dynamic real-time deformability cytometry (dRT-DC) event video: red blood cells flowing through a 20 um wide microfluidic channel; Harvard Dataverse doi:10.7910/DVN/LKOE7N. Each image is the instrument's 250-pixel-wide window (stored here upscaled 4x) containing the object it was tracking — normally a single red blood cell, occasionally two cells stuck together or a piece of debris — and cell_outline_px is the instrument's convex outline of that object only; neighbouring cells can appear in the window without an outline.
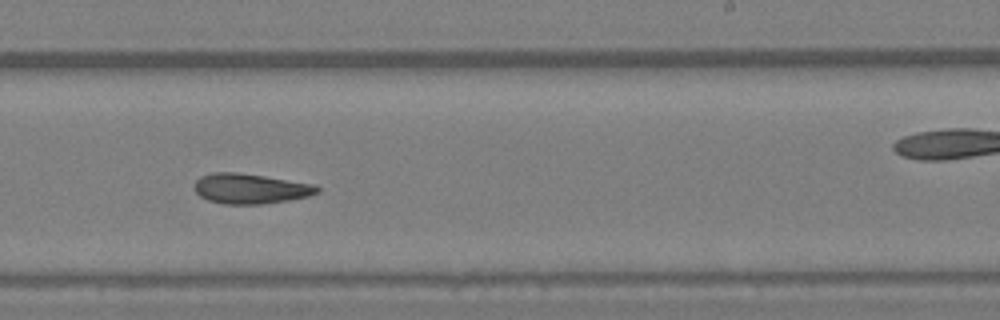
{"species": "Egyptian fruit bat (a non-hibernating species)", "species_latin": "Rousettus aegyptiacus", "temperature_condition": "warm", "stored_images_in_passage": 37, "camera_frame_rate_fps": 3000, "um_per_image_px": 0.085, "animal": {"sex": "female"}, "frame": {"image": 1, "passage_image": 22, "time_ms": 7.0, "image_size_px": [1000, 320], "cell_outline_px": [[320, 192], [308, 196], [288, 200], [260, 204], [224, 204], [208, 200], [200, 196], [196, 192], [196, 180], [200, 176], [212, 172], [236, 172], [264, 176], [316, 184], [320, 188]], "centroid_in_image_um": [21.3, 16.03], "position_along_channel_um": 267.7, "area_um2": 21.5}}